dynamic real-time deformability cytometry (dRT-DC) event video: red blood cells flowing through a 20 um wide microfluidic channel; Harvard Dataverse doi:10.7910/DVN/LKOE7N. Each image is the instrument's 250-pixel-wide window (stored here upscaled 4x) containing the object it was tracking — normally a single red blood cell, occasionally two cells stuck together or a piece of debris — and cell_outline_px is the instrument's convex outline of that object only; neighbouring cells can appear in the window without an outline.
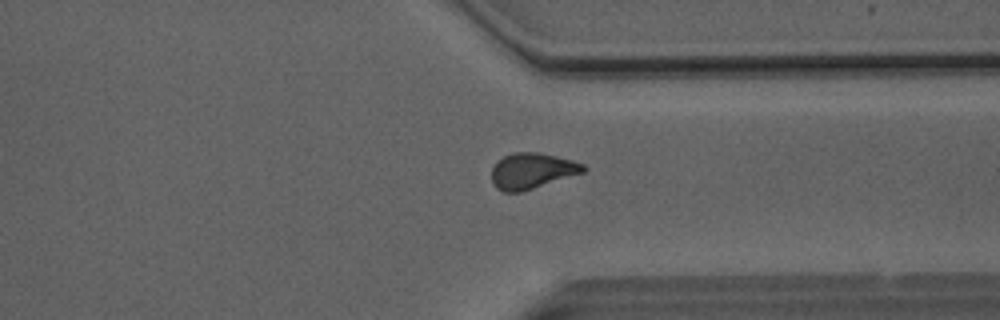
{"species": "Egyptian fruit bat (a non-hibernating species)", "species_latin": "Rousettus aegyptiacus", "temperature_condition": "room temperature", "stored_images_in_passage": 47, "camera_frame_rate_fps": 3000, "um_per_image_px": 0.085, "animal": {"sex": "male"}, "frame": {"image": 1, "passage_image": 35, "time_ms": 11.333, "image_size_px": [1000, 320], "cell_outline_px": [[588, 168], [584, 172], [520, 192], [504, 192], [496, 188], [492, 184], [492, 168], [504, 156], [512, 152], [540, 152], [572, 160], [584, 164]], "centroid_in_image_um": [45.22, 14.51], "position_along_channel_um": 366.2, "area_um2": 19.02}}
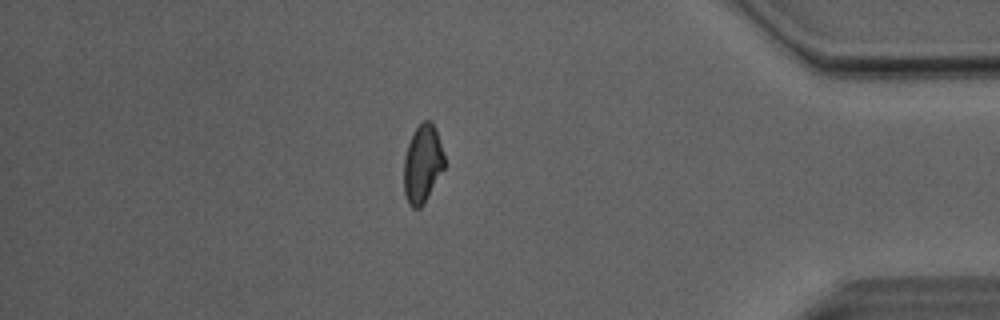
{"frame": {"image": 2, "passage_image": 40, "time_ms": 13.0, "image_size_px": [1000, 320], "cell_outline_px": [[444, 168], [424, 204], [420, 208], [412, 208], [408, 204], [404, 192], [404, 156], [412, 132], [424, 120], [432, 120], [436, 128], [444, 156]], "centroid_in_image_um": [35.9, 13.92], "position_along_channel_um": 399.3, "area_um2": 18.55}}
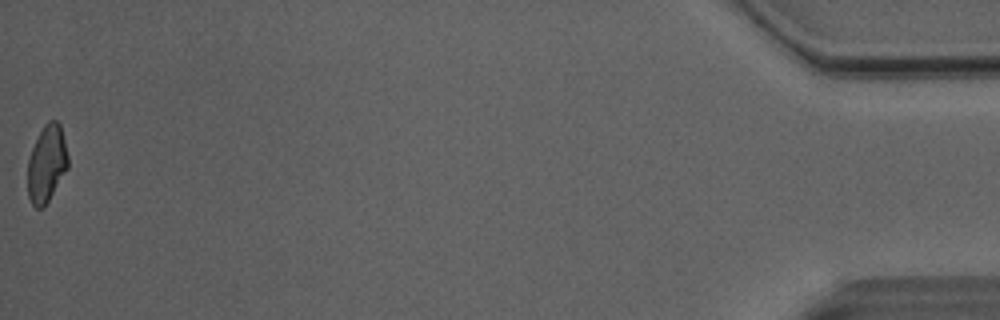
{"frame": {"image": 3, "passage_image": 47, "time_ms": 15.333, "image_size_px": [1000, 320], "cell_outline_px": [[68, 168], [44, 208], [36, 208], [32, 204], [28, 196], [28, 160], [32, 148], [44, 124], [48, 120], [56, 120], [60, 124], [68, 156]], "centroid_in_image_um": [3.97, 13.93], "position_along_channel_um": 431.2, "area_um2": 18.03}, "authors_computed_cell_mechanics": {"area_um2": 19.3052, "velocity_mm_per_s": 4.1031, "shape_relaxation_time_tau1_ms": null, "shape_relaxation_time_tau2_ms": 2.2155, "deformation_change_tau1": null, "deformation_change_tau2": 0.0815}}